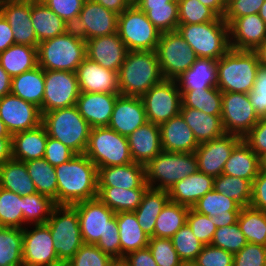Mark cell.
<instances>
[{
	"mask_svg": "<svg viewBox=\"0 0 266 266\" xmlns=\"http://www.w3.org/2000/svg\"><path fill=\"white\" fill-rule=\"evenodd\" d=\"M241 137L225 133L211 141L201 143L195 150L199 172L213 177L222 174L225 163Z\"/></svg>",
	"mask_w": 266,
	"mask_h": 266,
	"instance_id": "d6986e66",
	"label": "cell"
},
{
	"mask_svg": "<svg viewBox=\"0 0 266 266\" xmlns=\"http://www.w3.org/2000/svg\"><path fill=\"white\" fill-rule=\"evenodd\" d=\"M233 266H266V246L247 243L234 254Z\"/></svg>",
	"mask_w": 266,
	"mask_h": 266,
	"instance_id": "94428289",
	"label": "cell"
},
{
	"mask_svg": "<svg viewBox=\"0 0 266 266\" xmlns=\"http://www.w3.org/2000/svg\"><path fill=\"white\" fill-rule=\"evenodd\" d=\"M180 114L199 144L211 141L225 134L221 115H208L191 107H181Z\"/></svg>",
	"mask_w": 266,
	"mask_h": 266,
	"instance_id": "e575fe53",
	"label": "cell"
},
{
	"mask_svg": "<svg viewBox=\"0 0 266 266\" xmlns=\"http://www.w3.org/2000/svg\"><path fill=\"white\" fill-rule=\"evenodd\" d=\"M230 47L255 51L266 39V23L259 14L236 18L229 25Z\"/></svg>",
	"mask_w": 266,
	"mask_h": 266,
	"instance_id": "cb8c5ba5",
	"label": "cell"
},
{
	"mask_svg": "<svg viewBox=\"0 0 266 266\" xmlns=\"http://www.w3.org/2000/svg\"><path fill=\"white\" fill-rule=\"evenodd\" d=\"M12 78L0 65V98L10 94Z\"/></svg>",
	"mask_w": 266,
	"mask_h": 266,
	"instance_id": "753ad0ef",
	"label": "cell"
},
{
	"mask_svg": "<svg viewBox=\"0 0 266 266\" xmlns=\"http://www.w3.org/2000/svg\"><path fill=\"white\" fill-rule=\"evenodd\" d=\"M133 3L162 33L177 30L178 0H133Z\"/></svg>",
	"mask_w": 266,
	"mask_h": 266,
	"instance_id": "d6a6232c",
	"label": "cell"
},
{
	"mask_svg": "<svg viewBox=\"0 0 266 266\" xmlns=\"http://www.w3.org/2000/svg\"><path fill=\"white\" fill-rule=\"evenodd\" d=\"M0 65L11 78L38 66L37 47L13 44L0 53Z\"/></svg>",
	"mask_w": 266,
	"mask_h": 266,
	"instance_id": "60d3db41",
	"label": "cell"
},
{
	"mask_svg": "<svg viewBox=\"0 0 266 266\" xmlns=\"http://www.w3.org/2000/svg\"><path fill=\"white\" fill-rule=\"evenodd\" d=\"M148 122L161 125L180 113L181 92L175 80L164 79L141 96Z\"/></svg>",
	"mask_w": 266,
	"mask_h": 266,
	"instance_id": "4fadbf2b",
	"label": "cell"
},
{
	"mask_svg": "<svg viewBox=\"0 0 266 266\" xmlns=\"http://www.w3.org/2000/svg\"><path fill=\"white\" fill-rule=\"evenodd\" d=\"M261 168L266 170V155L261 158Z\"/></svg>",
	"mask_w": 266,
	"mask_h": 266,
	"instance_id": "deb4b68c",
	"label": "cell"
},
{
	"mask_svg": "<svg viewBox=\"0 0 266 266\" xmlns=\"http://www.w3.org/2000/svg\"><path fill=\"white\" fill-rule=\"evenodd\" d=\"M181 107H191L208 115H221L222 92L217 88L184 90L181 93Z\"/></svg>",
	"mask_w": 266,
	"mask_h": 266,
	"instance_id": "ee69618b",
	"label": "cell"
},
{
	"mask_svg": "<svg viewBox=\"0 0 266 266\" xmlns=\"http://www.w3.org/2000/svg\"><path fill=\"white\" fill-rule=\"evenodd\" d=\"M31 22L39 43L72 28L41 0H31Z\"/></svg>",
	"mask_w": 266,
	"mask_h": 266,
	"instance_id": "836d02e7",
	"label": "cell"
},
{
	"mask_svg": "<svg viewBox=\"0 0 266 266\" xmlns=\"http://www.w3.org/2000/svg\"><path fill=\"white\" fill-rule=\"evenodd\" d=\"M38 193L50 197L57 205V176L55 168L44 158L25 162Z\"/></svg>",
	"mask_w": 266,
	"mask_h": 266,
	"instance_id": "f6af8a7d",
	"label": "cell"
},
{
	"mask_svg": "<svg viewBox=\"0 0 266 266\" xmlns=\"http://www.w3.org/2000/svg\"><path fill=\"white\" fill-rule=\"evenodd\" d=\"M246 244L247 241L238 223L218 227L210 243V245L224 249L232 254L238 253Z\"/></svg>",
	"mask_w": 266,
	"mask_h": 266,
	"instance_id": "db71d44e",
	"label": "cell"
},
{
	"mask_svg": "<svg viewBox=\"0 0 266 266\" xmlns=\"http://www.w3.org/2000/svg\"><path fill=\"white\" fill-rule=\"evenodd\" d=\"M177 31L197 58L220 59L231 47L229 25L221 17L200 24H178Z\"/></svg>",
	"mask_w": 266,
	"mask_h": 266,
	"instance_id": "52a82bcc",
	"label": "cell"
},
{
	"mask_svg": "<svg viewBox=\"0 0 266 266\" xmlns=\"http://www.w3.org/2000/svg\"><path fill=\"white\" fill-rule=\"evenodd\" d=\"M79 94L76 72L44 70L42 114L75 106Z\"/></svg>",
	"mask_w": 266,
	"mask_h": 266,
	"instance_id": "5bb4252c",
	"label": "cell"
},
{
	"mask_svg": "<svg viewBox=\"0 0 266 266\" xmlns=\"http://www.w3.org/2000/svg\"><path fill=\"white\" fill-rule=\"evenodd\" d=\"M71 27L77 22L85 0H41Z\"/></svg>",
	"mask_w": 266,
	"mask_h": 266,
	"instance_id": "680465c9",
	"label": "cell"
},
{
	"mask_svg": "<svg viewBox=\"0 0 266 266\" xmlns=\"http://www.w3.org/2000/svg\"><path fill=\"white\" fill-rule=\"evenodd\" d=\"M130 266H158L148 246L125 256Z\"/></svg>",
	"mask_w": 266,
	"mask_h": 266,
	"instance_id": "a7ac6f4b",
	"label": "cell"
},
{
	"mask_svg": "<svg viewBox=\"0 0 266 266\" xmlns=\"http://www.w3.org/2000/svg\"><path fill=\"white\" fill-rule=\"evenodd\" d=\"M13 44H15V40L11 26L0 13V53Z\"/></svg>",
	"mask_w": 266,
	"mask_h": 266,
	"instance_id": "89a4df30",
	"label": "cell"
},
{
	"mask_svg": "<svg viewBox=\"0 0 266 266\" xmlns=\"http://www.w3.org/2000/svg\"><path fill=\"white\" fill-rule=\"evenodd\" d=\"M42 124L49 137L59 140L75 154L85 153L92 127L76 106L43 113Z\"/></svg>",
	"mask_w": 266,
	"mask_h": 266,
	"instance_id": "8992f818",
	"label": "cell"
},
{
	"mask_svg": "<svg viewBox=\"0 0 266 266\" xmlns=\"http://www.w3.org/2000/svg\"><path fill=\"white\" fill-rule=\"evenodd\" d=\"M214 177L196 172L176 182L169 190L172 202L192 207L207 192L213 190Z\"/></svg>",
	"mask_w": 266,
	"mask_h": 266,
	"instance_id": "4dcf8cb0",
	"label": "cell"
},
{
	"mask_svg": "<svg viewBox=\"0 0 266 266\" xmlns=\"http://www.w3.org/2000/svg\"><path fill=\"white\" fill-rule=\"evenodd\" d=\"M46 224L59 261H70L84 244L76 208L73 205H55Z\"/></svg>",
	"mask_w": 266,
	"mask_h": 266,
	"instance_id": "30bf717a",
	"label": "cell"
},
{
	"mask_svg": "<svg viewBox=\"0 0 266 266\" xmlns=\"http://www.w3.org/2000/svg\"><path fill=\"white\" fill-rule=\"evenodd\" d=\"M198 171L194 152L162 151L145 165L146 183L149 188L168 191L176 182Z\"/></svg>",
	"mask_w": 266,
	"mask_h": 266,
	"instance_id": "ba28073f",
	"label": "cell"
},
{
	"mask_svg": "<svg viewBox=\"0 0 266 266\" xmlns=\"http://www.w3.org/2000/svg\"><path fill=\"white\" fill-rule=\"evenodd\" d=\"M202 4L212 9L219 17L223 18L226 10L224 0H199Z\"/></svg>",
	"mask_w": 266,
	"mask_h": 266,
	"instance_id": "34e18365",
	"label": "cell"
},
{
	"mask_svg": "<svg viewBox=\"0 0 266 266\" xmlns=\"http://www.w3.org/2000/svg\"><path fill=\"white\" fill-rule=\"evenodd\" d=\"M146 122L148 121L141 97L120 95L115 102L108 127L128 137Z\"/></svg>",
	"mask_w": 266,
	"mask_h": 266,
	"instance_id": "7402d4cb",
	"label": "cell"
},
{
	"mask_svg": "<svg viewBox=\"0 0 266 266\" xmlns=\"http://www.w3.org/2000/svg\"><path fill=\"white\" fill-rule=\"evenodd\" d=\"M265 0H230L223 19L230 25L236 18L258 14Z\"/></svg>",
	"mask_w": 266,
	"mask_h": 266,
	"instance_id": "6125c7cd",
	"label": "cell"
},
{
	"mask_svg": "<svg viewBox=\"0 0 266 266\" xmlns=\"http://www.w3.org/2000/svg\"><path fill=\"white\" fill-rule=\"evenodd\" d=\"M10 93L36 105L42 114L44 70L38 65L32 70L13 77Z\"/></svg>",
	"mask_w": 266,
	"mask_h": 266,
	"instance_id": "74e56055",
	"label": "cell"
},
{
	"mask_svg": "<svg viewBox=\"0 0 266 266\" xmlns=\"http://www.w3.org/2000/svg\"><path fill=\"white\" fill-rule=\"evenodd\" d=\"M12 159V138H0V165Z\"/></svg>",
	"mask_w": 266,
	"mask_h": 266,
	"instance_id": "8c879c8a",
	"label": "cell"
},
{
	"mask_svg": "<svg viewBox=\"0 0 266 266\" xmlns=\"http://www.w3.org/2000/svg\"><path fill=\"white\" fill-rule=\"evenodd\" d=\"M118 14L92 0H85L72 27L85 41L117 32Z\"/></svg>",
	"mask_w": 266,
	"mask_h": 266,
	"instance_id": "2e32d148",
	"label": "cell"
},
{
	"mask_svg": "<svg viewBox=\"0 0 266 266\" xmlns=\"http://www.w3.org/2000/svg\"><path fill=\"white\" fill-rule=\"evenodd\" d=\"M120 93L80 92L76 107L80 115L93 127L108 126Z\"/></svg>",
	"mask_w": 266,
	"mask_h": 266,
	"instance_id": "d4e9b609",
	"label": "cell"
},
{
	"mask_svg": "<svg viewBox=\"0 0 266 266\" xmlns=\"http://www.w3.org/2000/svg\"><path fill=\"white\" fill-rule=\"evenodd\" d=\"M84 154L96 165L97 169L133 162L127 137L108 126L91 128Z\"/></svg>",
	"mask_w": 266,
	"mask_h": 266,
	"instance_id": "9c48e42d",
	"label": "cell"
},
{
	"mask_svg": "<svg viewBox=\"0 0 266 266\" xmlns=\"http://www.w3.org/2000/svg\"><path fill=\"white\" fill-rule=\"evenodd\" d=\"M148 188L98 187V198L115 213L135 211Z\"/></svg>",
	"mask_w": 266,
	"mask_h": 266,
	"instance_id": "b9f144b4",
	"label": "cell"
},
{
	"mask_svg": "<svg viewBox=\"0 0 266 266\" xmlns=\"http://www.w3.org/2000/svg\"><path fill=\"white\" fill-rule=\"evenodd\" d=\"M261 168V159L241 140L232 150L222 173L253 183Z\"/></svg>",
	"mask_w": 266,
	"mask_h": 266,
	"instance_id": "d590c367",
	"label": "cell"
},
{
	"mask_svg": "<svg viewBox=\"0 0 266 266\" xmlns=\"http://www.w3.org/2000/svg\"><path fill=\"white\" fill-rule=\"evenodd\" d=\"M117 33L128 51H153L162 32L132 3L118 15Z\"/></svg>",
	"mask_w": 266,
	"mask_h": 266,
	"instance_id": "8fae6325",
	"label": "cell"
},
{
	"mask_svg": "<svg viewBox=\"0 0 266 266\" xmlns=\"http://www.w3.org/2000/svg\"><path fill=\"white\" fill-rule=\"evenodd\" d=\"M37 56L43 70L76 72L86 58V41L71 28L62 35L41 41Z\"/></svg>",
	"mask_w": 266,
	"mask_h": 266,
	"instance_id": "5b68a950",
	"label": "cell"
},
{
	"mask_svg": "<svg viewBox=\"0 0 266 266\" xmlns=\"http://www.w3.org/2000/svg\"><path fill=\"white\" fill-rule=\"evenodd\" d=\"M159 128L163 151L193 153L200 145L180 113L159 125Z\"/></svg>",
	"mask_w": 266,
	"mask_h": 266,
	"instance_id": "83f0119b",
	"label": "cell"
},
{
	"mask_svg": "<svg viewBox=\"0 0 266 266\" xmlns=\"http://www.w3.org/2000/svg\"><path fill=\"white\" fill-rule=\"evenodd\" d=\"M170 239L182 262H194L204 247V244L196 238L187 223Z\"/></svg>",
	"mask_w": 266,
	"mask_h": 266,
	"instance_id": "816d5d0a",
	"label": "cell"
},
{
	"mask_svg": "<svg viewBox=\"0 0 266 266\" xmlns=\"http://www.w3.org/2000/svg\"><path fill=\"white\" fill-rule=\"evenodd\" d=\"M179 266H196L195 262H181Z\"/></svg>",
	"mask_w": 266,
	"mask_h": 266,
	"instance_id": "67dfc351",
	"label": "cell"
},
{
	"mask_svg": "<svg viewBox=\"0 0 266 266\" xmlns=\"http://www.w3.org/2000/svg\"><path fill=\"white\" fill-rule=\"evenodd\" d=\"M23 196L0 187V226L23 229Z\"/></svg>",
	"mask_w": 266,
	"mask_h": 266,
	"instance_id": "f907efd6",
	"label": "cell"
},
{
	"mask_svg": "<svg viewBox=\"0 0 266 266\" xmlns=\"http://www.w3.org/2000/svg\"><path fill=\"white\" fill-rule=\"evenodd\" d=\"M251 150L261 159L266 155V117L259 119L257 124L242 138Z\"/></svg>",
	"mask_w": 266,
	"mask_h": 266,
	"instance_id": "e7e4bbea",
	"label": "cell"
},
{
	"mask_svg": "<svg viewBox=\"0 0 266 266\" xmlns=\"http://www.w3.org/2000/svg\"><path fill=\"white\" fill-rule=\"evenodd\" d=\"M53 266H73L70 261H59L58 263L54 264Z\"/></svg>",
	"mask_w": 266,
	"mask_h": 266,
	"instance_id": "979ff035",
	"label": "cell"
},
{
	"mask_svg": "<svg viewBox=\"0 0 266 266\" xmlns=\"http://www.w3.org/2000/svg\"><path fill=\"white\" fill-rule=\"evenodd\" d=\"M55 206L54 201L43 194L35 192L23 195V224H45ZM34 221V222H33Z\"/></svg>",
	"mask_w": 266,
	"mask_h": 266,
	"instance_id": "681fc988",
	"label": "cell"
},
{
	"mask_svg": "<svg viewBox=\"0 0 266 266\" xmlns=\"http://www.w3.org/2000/svg\"><path fill=\"white\" fill-rule=\"evenodd\" d=\"M213 189L233 199L241 208L250 207L252 183L243 178L221 174L214 177Z\"/></svg>",
	"mask_w": 266,
	"mask_h": 266,
	"instance_id": "c3c4849f",
	"label": "cell"
},
{
	"mask_svg": "<svg viewBox=\"0 0 266 266\" xmlns=\"http://www.w3.org/2000/svg\"><path fill=\"white\" fill-rule=\"evenodd\" d=\"M115 215L119 229L121 257L148 246L150 237L140 227L134 211L118 212Z\"/></svg>",
	"mask_w": 266,
	"mask_h": 266,
	"instance_id": "8d00e7d4",
	"label": "cell"
},
{
	"mask_svg": "<svg viewBox=\"0 0 266 266\" xmlns=\"http://www.w3.org/2000/svg\"><path fill=\"white\" fill-rule=\"evenodd\" d=\"M76 76L80 92L120 93L118 72L106 69L87 57L77 67Z\"/></svg>",
	"mask_w": 266,
	"mask_h": 266,
	"instance_id": "ffe728a7",
	"label": "cell"
},
{
	"mask_svg": "<svg viewBox=\"0 0 266 266\" xmlns=\"http://www.w3.org/2000/svg\"><path fill=\"white\" fill-rule=\"evenodd\" d=\"M258 14L266 23V0L264 1L263 5L261 6Z\"/></svg>",
	"mask_w": 266,
	"mask_h": 266,
	"instance_id": "09005b40",
	"label": "cell"
},
{
	"mask_svg": "<svg viewBox=\"0 0 266 266\" xmlns=\"http://www.w3.org/2000/svg\"><path fill=\"white\" fill-rule=\"evenodd\" d=\"M148 248L158 266H179L182 262L171 239L150 237Z\"/></svg>",
	"mask_w": 266,
	"mask_h": 266,
	"instance_id": "11a10c76",
	"label": "cell"
},
{
	"mask_svg": "<svg viewBox=\"0 0 266 266\" xmlns=\"http://www.w3.org/2000/svg\"><path fill=\"white\" fill-rule=\"evenodd\" d=\"M169 200L168 191L148 188L134 211L140 227L149 237L153 236L156 219Z\"/></svg>",
	"mask_w": 266,
	"mask_h": 266,
	"instance_id": "f35d334b",
	"label": "cell"
},
{
	"mask_svg": "<svg viewBox=\"0 0 266 266\" xmlns=\"http://www.w3.org/2000/svg\"><path fill=\"white\" fill-rule=\"evenodd\" d=\"M127 139L133 162L146 165L163 151L159 125L152 122L140 126Z\"/></svg>",
	"mask_w": 266,
	"mask_h": 266,
	"instance_id": "f1b7e54d",
	"label": "cell"
},
{
	"mask_svg": "<svg viewBox=\"0 0 266 266\" xmlns=\"http://www.w3.org/2000/svg\"><path fill=\"white\" fill-rule=\"evenodd\" d=\"M128 49L118 33L86 40V57L102 67L119 72Z\"/></svg>",
	"mask_w": 266,
	"mask_h": 266,
	"instance_id": "44dd1931",
	"label": "cell"
},
{
	"mask_svg": "<svg viewBox=\"0 0 266 266\" xmlns=\"http://www.w3.org/2000/svg\"><path fill=\"white\" fill-rule=\"evenodd\" d=\"M237 223L247 243L266 246V212L252 207L241 208Z\"/></svg>",
	"mask_w": 266,
	"mask_h": 266,
	"instance_id": "7dc6e473",
	"label": "cell"
},
{
	"mask_svg": "<svg viewBox=\"0 0 266 266\" xmlns=\"http://www.w3.org/2000/svg\"><path fill=\"white\" fill-rule=\"evenodd\" d=\"M76 154L59 140L49 137L47 138L44 159L53 167L69 161Z\"/></svg>",
	"mask_w": 266,
	"mask_h": 266,
	"instance_id": "03108f58",
	"label": "cell"
},
{
	"mask_svg": "<svg viewBox=\"0 0 266 266\" xmlns=\"http://www.w3.org/2000/svg\"><path fill=\"white\" fill-rule=\"evenodd\" d=\"M179 91L217 87V60L197 58L191 67L175 79Z\"/></svg>",
	"mask_w": 266,
	"mask_h": 266,
	"instance_id": "1f68e13d",
	"label": "cell"
},
{
	"mask_svg": "<svg viewBox=\"0 0 266 266\" xmlns=\"http://www.w3.org/2000/svg\"><path fill=\"white\" fill-rule=\"evenodd\" d=\"M186 223L198 240L204 245H210L217 229L211 217L201 214L190 207L187 213Z\"/></svg>",
	"mask_w": 266,
	"mask_h": 266,
	"instance_id": "9f6ffc18",
	"label": "cell"
},
{
	"mask_svg": "<svg viewBox=\"0 0 266 266\" xmlns=\"http://www.w3.org/2000/svg\"><path fill=\"white\" fill-rule=\"evenodd\" d=\"M259 119L248 94L222 92L221 120L225 133L243 138Z\"/></svg>",
	"mask_w": 266,
	"mask_h": 266,
	"instance_id": "9a60e30c",
	"label": "cell"
},
{
	"mask_svg": "<svg viewBox=\"0 0 266 266\" xmlns=\"http://www.w3.org/2000/svg\"><path fill=\"white\" fill-rule=\"evenodd\" d=\"M260 67L255 51L230 48L217 60V88L221 92L248 94Z\"/></svg>",
	"mask_w": 266,
	"mask_h": 266,
	"instance_id": "277c9868",
	"label": "cell"
},
{
	"mask_svg": "<svg viewBox=\"0 0 266 266\" xmlns=\"http://www.w3.org/2000/svg\"><path fill=\"white\" fill-rule=\"evenodd\" d=\"M0 13L13 31L15 44L38 47V40L31 22V0L4 2Z\"/></svg>",
	"mask_w": 266,
	"mask_h": 266,
	"instance_id": "603a6c76",
	"label": "cell"
},
{
	"mask_svg": "<svg viewBox=\"0 0 266 266\" xmlns=\"http://www.w3.org/2000/svg\"><path fill=\"white\" fill-rule=\"evenodd\" d=\"M120 95L141 97L152 86L164 80L153 51H128L118 72Z\"/></svg>",
	"mask_w": 266,
	"mask_h": 266,
	"instance_id": "3957f363",
	"label": "cell"
},
{
	"mask_svg": "<svg viewBox=\"0 0 266 266\" xmlns=\"http://www.w3.org/2000/svg\"><path fill=\"white\" fill-rule=\"evenodd\" d=\"M76 208L85 244H95L105 254L121 257L119 229L116 213L98 197L73 204Z\"/></svg>",
	"mask_w": 266,
	"mask_h": 266,
	"instance_id": "6da1fadb",
	"label": "cell"
},
{
	"mask_svg": "<svg viewBox=\"0 0 266 266\" xmlns=\"http://www.w3.org/2000/svg\"><path fill=\"white\" fill-rule=\"evenodd\" d=\"M14 1H27V0H0V4L4 2H14Z\"/></svg>",
	"mask_w": 266,
	"mask_h": 266,
	"instance_id": "b62a3aed",
	"label": "cell"
},
{
	"mask_svg": "<svg viewBox=\"0 0 266 266\" xmlns=\"http://www.w3.org/2000/svg\"><path fill=\"white\" fill-rule=\"evenodd\" d=\"M0 138H12V135L9 133L6 125L0 119Z\"/></svg>",
	"mask_w": 266,
	"mask_h": 266,
	"instance_id": "b9fcfbb0",
	"label": "cell"
},
{
	"mask_svg": "<svg viewBox=\"0 0 266 266\" xmlns=\"http://www.w3.org/2000/svg\"><path fill=\"white\" fill-rule=\"evenodd\" d=\"M248 96L259 118L266 117V67H259L254 86Z\"/></svg>",
	"mask_w": 266,
	"mask_h": 266,
	"instance_id": "be15d7a7",
	"label": "cell"
},
{
	"mask_svg": "<svg viewBox=\"0 0 266 266\" xmlns=\"http://www.w3.org/2000/svg\"><path fill=\"white\" fill-rule=\"evenodd\" d=\"M98 187L149 188L146 183L145 165L132 162L99 168Z\"/></svg>",
	"mask_w": 266,
	"mask_h": 266,
	"instance_id": "4316f807",
	"label": "cell"
},
{
	"mask_svg": "<svg viewBox=\"0 0 266 266\" xmlns=\"http://www.w3.org/2000/svg\"><path fill=\"white\" fill-rule=\"evenodd\" d=\"M164 79L175 80L197 59L195 52L176 31L163 32L155 49Z\"/></svg>",
	"mask_w": 266,
	"mask_h": 266,
	"instance_id": "7c38bea8",
	"label": "cell"
},
{
	"mask_svg": "<svg viewBox=\"0 0 266 266\" xmlns=\"http://www.w3.org/2000/svg\"><path fill=\"white\" fill-rule=\"evenodd\" d=\"M0 266H24L23 229L0 227Z\"/></svg>",
	"mask_w": 266,
	"mask_h": 266,
	"instance_id": "bcb514c9",
	"label": "cell"
},
{
	"mask_svg": "<svg viewBox=\"0 0 266 266\" xmlns=\"http://www.w3.org/2000/svg\"><path fill=\"white\" fill-rule=\"evenodd\" d=\"M189 209L169 200L156 219L152 237L170 239L186 223Z\"/></svg>",
	"mask_w": 266,
	"mask_h": 266,
	"instance_id": "7bdbcfd3",
	"label": "cell"
},
{
	"mask_svg": "<svg viewBox=\"0 0 266 266\" xmlns=\"http://www.w3.org/2000/svg\"><path fill=\"white\" fill-rule=\"evenodd\" d=\"M92 1L99 3L106 9L111 10L118 15L121 14L133 3V0H92Z\"/></svg>",
	"mask_w": 266,
	"mask_h": 266,
	"instance_id": "2644e50d",
	"label": "cell"
},
{
	"mask_svg": "<svg viewBox=\"0 0 266 266\" xmlns=\"http://www.w3.org/2000/svg\"><path fill=\"white\" fill-rule=\"evenodd\" d=\"M111 257L95 244H83L70 260L73 266H107Z\"/></svg>",
	"mask_w": 266,
	"mask_h": 266,
	"instance_id": "6f0895ef",
	"label": "cell"
},
{
	"mask_svg": "<svg viewBox=\"0 0 266 266\" xmlns=\"http://www.w3.org/2000/svg\"><path fill=\"white\" fill-rule=\"evenodd\" d=\"M234 254L212 245H204L195 259L196 266H233Z\"/></svg>",
	"mask_w": 266,
	"mask_h": 266,
	"instance_id": "91938a15",
	"label": "cell"
},
{
	"mask_svg": "<svg viewBox=\"0 0 266 266\" xmlns=\"http://www.w3.org/2000/svg\"><path fill=\"white\" fill-rule=\"evenodd\" d=\"M0 119L11 135L42 124L40 108L11 93L0 98Z\"/></svg>",
	"mask_w": 266,
	"mask_h": 266,
	"instance_id": "ac0fdd59",
	"label": "cell"
},
{
	"mask_svg": "<svg viewBox=\"0 0 266 266\" xmlns=\"http://www.w3.org/2000/svg\"><path fill=\"white\" fill-rule=\"evenodd\" d=\"M48 133L43 124L12 135V159L27 162L42 159L45 154Z\"/></svg>",
	"mask_w": 266,
	"mask_h": 266,
	"instance_id": "f546056e",
	"label": "cell"
},
{
	"mask_svg": "<svg viewBox=\"0 0 266 266\" xmlns=\"http://www.w3.org/2000/svg\"><path fill=\"white\" fill-rule=\"evenodd\" d=\"M192 208L211 217L217 228L237 223L241 210V207L233 199L214 189L201 197Z\"/></svg>",
	"mask_w": 266,
	"mask_h": 266,
	"instance_id": "484cf974",
	"label": "cell"
},
{
	"mask_svg": "<svg viewBox=\"0 0 266 266\" xmlns=\"http://www.w3.org/2000/svg\"><path fill=\"white\" fill-rule=\"evenodd\" d=\"M55 168L57 205H73L98 196V169L85 155L76 154Z\"/></svg>",
	"mask_w": 266,
	"mask_h": 266,
	"instance_id": "7a4b0ae2",
	"label": "cell"
},
{
	"mask_svg": "<svg viewBox=\"0 0 266 266\" xmlns=\"http://www.w3.org/2000/svg\"><path fill=\"white\" fill-rule=\"evenodd\" d=\"M0 187L21 196L37 192L25 162L15 159L0 165Z\"/></svg>",
	"mask_w": 266,
	"mask_h": 266,
	"instance_id": "ab89813d",
	"label": "cell"
},
{
	"mask_svg": "<svg viewBox=\"0 0 266 266\" xmlns=\"http://www.w3.org/2000/svg\"><path fill=\"white\" fill-rule=\"evenodd\" d=\"M250 207L266 212V170L262 168L252 183Z\"/></svg>",
	"mask_w": 266,
	"mask_h": 266,
	"instance_id": "003e7915",
	"label": "cell"
},
{
	"mask_svg": "<svg viewBox=\"0 0 266 266\" xmlns=\"http://www.w3.org/2000/svg\"><path fill=\"white\" fill-rule=\"evenodd\" d=\"M218 17L199 0H178L179 24H200L215 21Z\"/></svg>",
	"mask_w": 266,
	"mask_h": 266,
	"instance_id": "f5cc1de1",
	"label": "cell"
},
{
	"mask_svg": "<svg viewBox=\"0 0 266 266\" xmlns=\"http://www.w3.org/2000/svg\"><path fill=\"white\" fill-rule=\"evenodd\" d=\"M260 66L266 67V39L262 44L255 50Z\"/></svg>",
	"mask_w": 266,
	"mask_h": 266,
	"instance_id": "11e5206c",
	"label": "cell"
},
{
	"mask_svg": "<svg viewBox=\"0 0 266 266\" xmlns=\"http://www.w3.org/2000/svg\"><path fill=\"white\" fill-rule=\"evenodd\" d=\"M35 229L23 228V265L53 266L59 262L49 226L35 224Z\"/></svg>",
	"mask_w": 266,
	"mask_h": 266,
	"instance_id": "e0dca14e",
	"label": "cell"
},
{
	"mask_svg": "<svg viewBox=\"0 0 266 266\" xmlns=\"http://www.w3.org/2000/svg\"><path fill=\"white\" fill-rule=\"evenodd\" d=\"M107 266H130L125 256L113 257L109 260Z\"/></svg>",
	"mask_w": 266,
	"mask_h": 266,
	"instance_id": "2a66077c",
	"label": "cell"
}]
</instances>
